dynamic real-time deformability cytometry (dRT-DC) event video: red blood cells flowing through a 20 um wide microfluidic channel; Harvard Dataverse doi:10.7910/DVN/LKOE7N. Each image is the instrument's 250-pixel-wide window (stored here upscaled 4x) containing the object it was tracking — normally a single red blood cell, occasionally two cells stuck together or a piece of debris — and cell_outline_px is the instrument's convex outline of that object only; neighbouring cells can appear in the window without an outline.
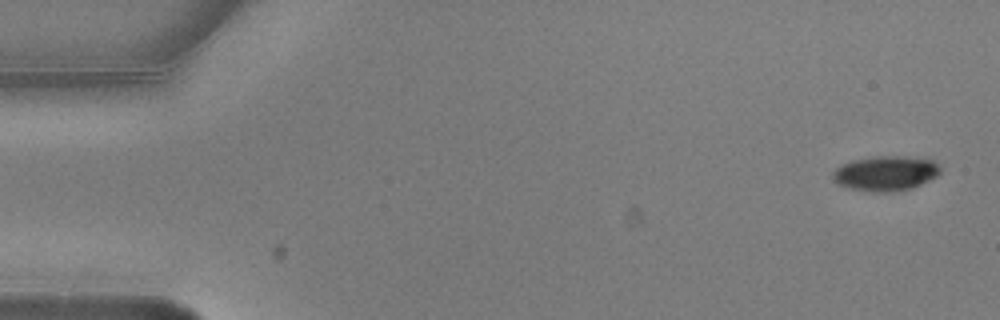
{"species": "common noctule bat (a hibernating species)", "species_latin": "Nyctalus noctula", "temperature_condition": "warm", "stored_images_in_passage": 4, "camera_frame_rate_fps": 3000, "um_per_image_px": 0.085, "animal": {"sex": "male", "body_mass_g": 20.5, "forearm_length_mm": 52.5}, "frame": {"image": 1, "passage_image": 1, "time_ms": 0.0, "image_size_px": [1000, 320], "cell_outline_px": [[940, 172], [936, 176], [912, 188], [888, 192], [872, 192], [848, 188], [836, 184], [832, 180], [832, 172], [840, 164], [852, 160], [872, 156], [900, 156], [932, 160], [940, 168]], "centroid_in_image_um": [75.19, 14.73], "position_along_channel_um": 9.8, "area_um2": 21.91}}